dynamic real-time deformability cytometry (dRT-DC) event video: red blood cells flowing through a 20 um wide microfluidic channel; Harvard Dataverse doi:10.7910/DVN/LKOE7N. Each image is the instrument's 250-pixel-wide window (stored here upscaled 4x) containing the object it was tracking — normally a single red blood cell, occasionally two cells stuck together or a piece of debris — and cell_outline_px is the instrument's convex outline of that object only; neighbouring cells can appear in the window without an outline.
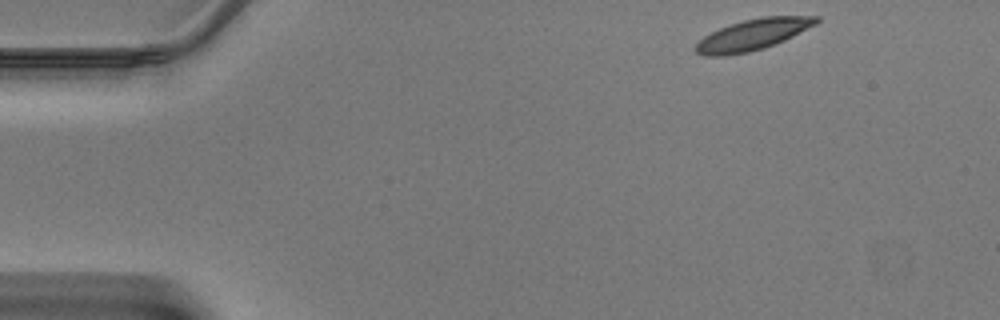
{"species": "Egyptian fruit bat (a non-hibernating species)", "species_latin": "Rousettus aegyptiacus", "temperature_condition": "warm", "stored_images_in_passage": 42, "camera_frame_rate_fps": 3000, "um_per_image_px": 0.085, "animal": {"sex": "male"}, "frame": {"image": 1, "passage_image": 1, "time_ms": 0.0, "image_size_px": [1000, 320], "cell_outline_px": [[816, 20], [796, 32], [780, 40], [756, 48], [740, 52], [700, 52], [696, 48], [708, 36], [724, 28], [736, 24], [752, 20], [776, 16], [796, 16]], "centroid_in_image_um": [64.0, 2.9], "position_along_channel_um": 21.0, "area_um2": 17.63}}
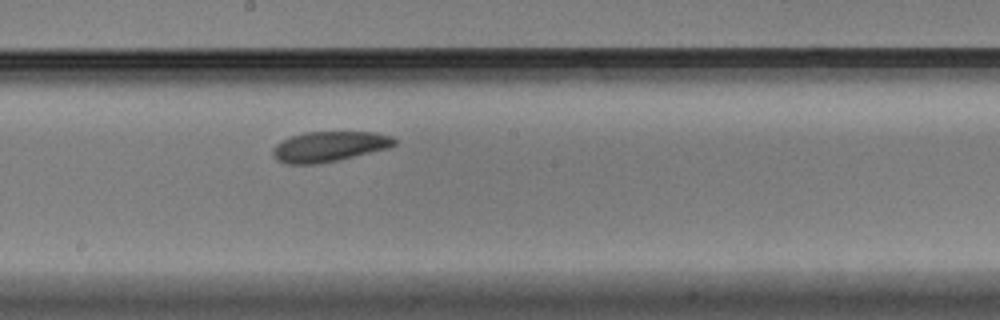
{"frame": {"image": 2, "passage_image": 21, "time_ms": 6.667, "image_size_px": [1000, 320], "cell_outline_px": [[392, 144], [328, 160], [284, 160], [276, 152], [284, 144], [300, 136], [328, 132], [348, 132], [380, 136], [392, 140]], "centroid_in_image_um": [28.04, 12.39], "position_along_channel_um": 220.2, "area_um2": 16.3}}
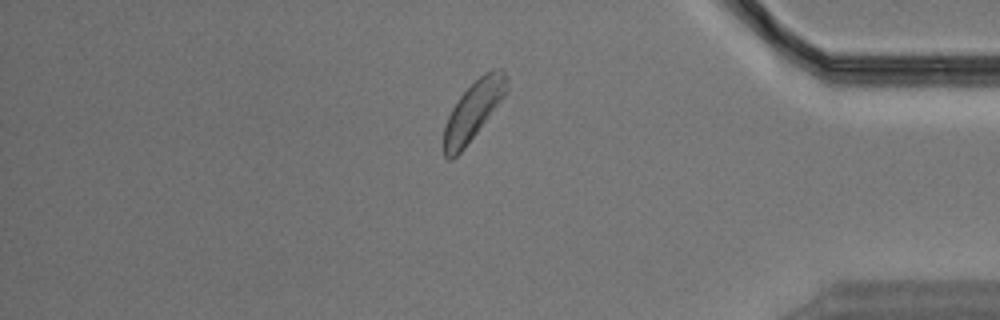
{"frame": {"image": 3, "passage_image": 35, "time_ms": 11.333, "image_size_px": [1000, 320], "cell_outline_px": [[492, 104], [468, 140], [452, 156], [444, 152], [444, 132], [448, 120], [456, 104], [464, 92], [472, 84], [484, 76], [492, 100]], "centroid_in_image_um": [39.68, 9.85], "position_along_channel_um": 395.5, "area_um2": 14.28}}